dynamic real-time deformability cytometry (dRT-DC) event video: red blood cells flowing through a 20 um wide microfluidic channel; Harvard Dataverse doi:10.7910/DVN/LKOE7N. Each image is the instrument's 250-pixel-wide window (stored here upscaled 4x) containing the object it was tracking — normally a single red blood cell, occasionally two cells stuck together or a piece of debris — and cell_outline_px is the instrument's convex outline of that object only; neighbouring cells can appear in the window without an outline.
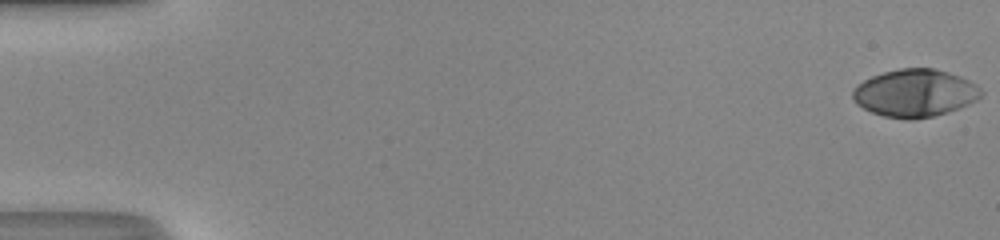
{"species": "human", "species_latin": "Homo sapiens", "temperature_condition": "room temperature", "stored_images_in_passage": 50, "camera_frame_rate_fps": 3000, "um_per_image_px": 0.085, "donor": {"sex": "male"}, "frame": {"image": 1, "passage_image": 1, "time_ms": 0.0, "image_size_px": [1000, 240], "cell_outline_px": [[984, 92], [976, 100], [960, 108], [948, 112], [932, 116], [912, 120], [908, 120], [884, 116], [872, 112], [856, 104], [852, 100], [852, 92], [856, 84], [872, 76], [884, 72], [900, 68], [932, 68], [948, 72], [960, 76], [976, 84]], "centroid_in_image_um": [77.75, 7.91], "position_along_channel_um": 7.2, "area_um2": 35.72}}
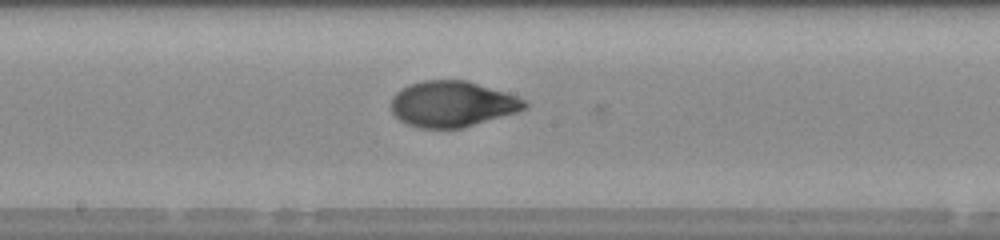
{"frame": {"image": 2, "passage_image": 28, "time_ms": 9.0, "image_size_px": [1000, 240], "cell_outline_px": [[528, 108], [516, 112], [460, 128], [420, 128], [408, 124], [400, 120], [392, 112], [392, 96], [400, 88], [408, 84], [424, 80], [468, 80], [516, 96], [524, 100], [528, 104]], "centroid_in_image_um": [38.41, 8.82], "position_along_channel_um": 209.8, "area_um2": 35.43}}
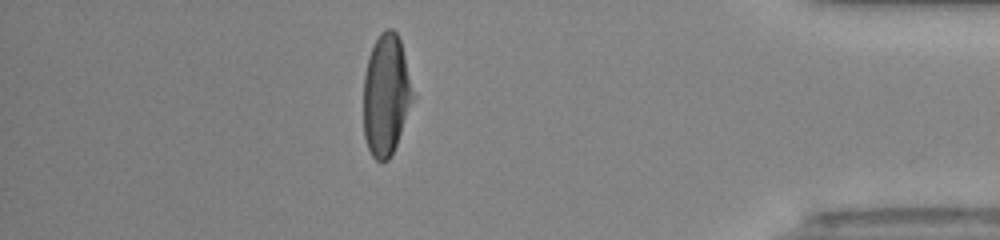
{"frame": {"image": 3, "passage_image": 44, "time_ms": 14.333, "image_size_px": [1000, 240], "cell_outline_px": [[416, 96], [396, 144], [388, 160], [376, 160], [372, 156], [368, 148], [364, 136], [364, 76], [368, 56], [380, 32], [388, 28], [392, 28], [396, 32], [400, 40]], "centroid_in_image_um": [32.84, 8.05], "position_along_channel_um": 402.4, "area_um2": 35.03}, "authors_computed_cell_mechanics": {"area_um2": 35.6048, "velocity_mm_per_s": 4.3432, "shape_relaxation_time_tau1_ms": 3.6043, "shape_relaxation_time_tau2_ms": 0.9822, "deformation_change_tau1": 0.2142, "deformation_change_tau2": 0.0395}}